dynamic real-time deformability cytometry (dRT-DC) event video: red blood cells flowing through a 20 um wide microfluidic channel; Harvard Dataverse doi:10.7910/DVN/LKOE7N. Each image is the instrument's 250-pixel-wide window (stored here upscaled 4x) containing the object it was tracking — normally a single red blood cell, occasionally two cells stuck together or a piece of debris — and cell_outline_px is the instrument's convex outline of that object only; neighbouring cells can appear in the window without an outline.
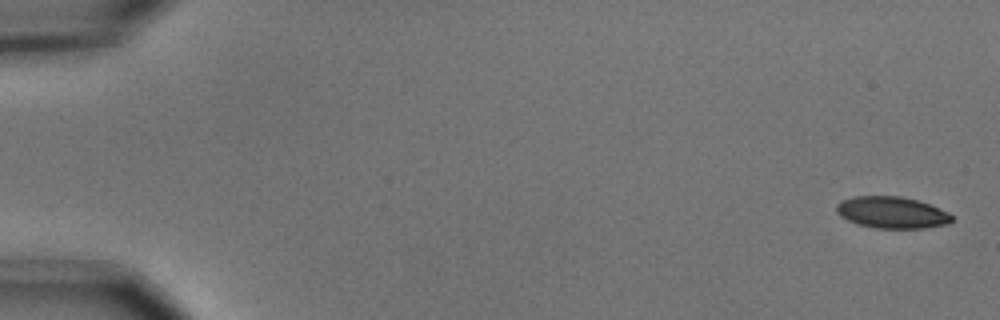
{"species": "common noctule bat (a hibernating species)", "species_latin": "Nyctalus noctula", "temperature_condition": "cold", "stored_images_in_passage": 7, "camera_frame_rate_fps": 3000, "um_per_image_px": 0.085, "animal": {"sex": "male", "body_mass_g": 15.6}, "frame": {"image": 1, "passage_image": 1, "time_ms": 0.0, "image_size_px": [1000, 320], "cell_outline_px": [[952, 220], [948, 224], [924, 228], [872, 228], [856, 224], [840, 216], [836, 212], [836, 204], [840, 200], [852, 196], [900, 196], [916, 200], [928, 204], [948, 212], [952, 216]], "centroid_in_image_um": [75.75, 18.06], "position_along_channel_um": 9.2, "area_um2": 21.39}}
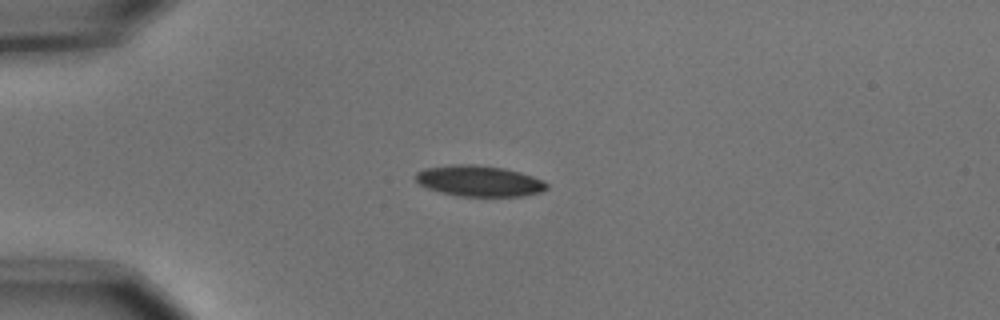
{"frame": {"image": 2, "passage_image": 5, "time_ms": 1.333, "image_size_px": [1000, 320], "cell_outline_px": [[548, 188], [540, 192], [524, 196], [460, 196], [440, 192], [428, 188], [420, 184], [412, 176], [416, 172], [424, 168], [452, 164], [476, 164], [504, 168], [520, 172], [544, 180], [548, 184]], "centroid_in_image_um": [40.71, 15.37], "position_along_channel_um": 44.3, "area_um2": 23.81}}
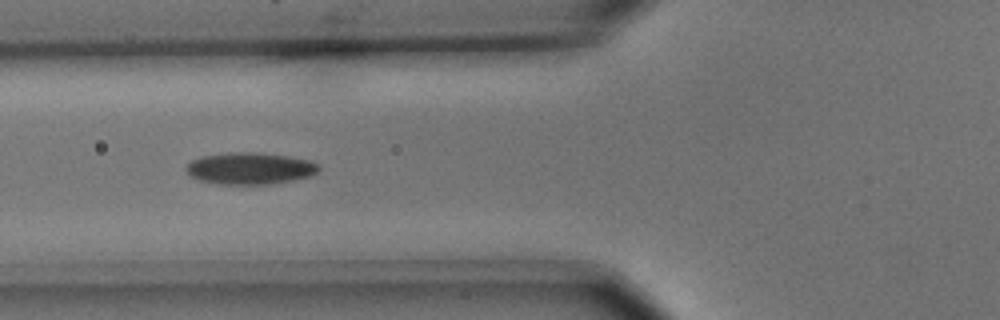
{"frame": {"image": 3, "passage_image": 7, "time_ms": 2.0, "image_size_px": [1000, 320], "cell_outline_px": [[320, 168], [316, 172], [308, 176], [292, 180], [272, 184], [220, 184], [196, 180], [184, 168], [192, 160], [200, 156], [236, 152], [260, 152], [288, 156], [312, 160], [320, 164]], "centroid_in_image_um": [21.26, 14.31], "position_along_channel_um": 104.5, "area_um2": 24.68}}